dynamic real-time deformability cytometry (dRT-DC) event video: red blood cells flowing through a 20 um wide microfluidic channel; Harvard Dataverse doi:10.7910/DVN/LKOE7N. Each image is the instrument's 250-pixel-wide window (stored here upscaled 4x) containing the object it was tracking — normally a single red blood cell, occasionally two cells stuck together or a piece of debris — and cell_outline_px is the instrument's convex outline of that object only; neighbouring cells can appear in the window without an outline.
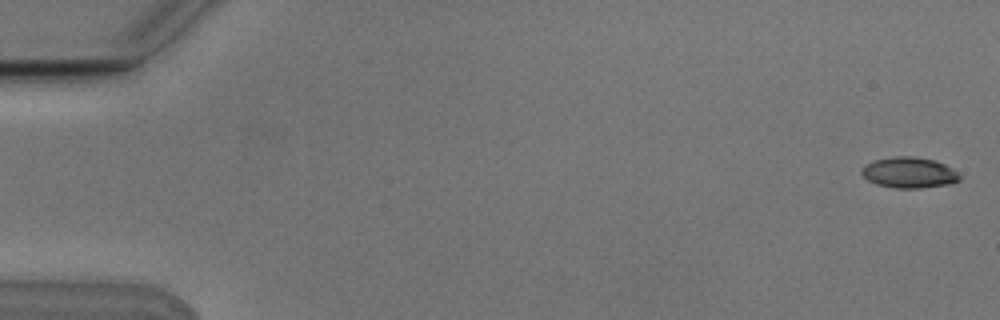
{"species": "Egyptian fruit bat (a non-hibernating species)", "species_latin": "Rousettus aegyptiacus", "temperature_condition": "cold", "stored_images_in_passage": 3, "segment_of_instrument_passage": [2, 2], "camera_frame_rate_fps": 3000, "um_per_image_px": 0.085, "animal": {"sex": "male"}, "frame": {"image": 1, "passage_image": 3, "time_ms": 0.667, "image_size_px": [1000, 320], "cell_outline_px": [[960, 180], [952, 184], [920, 188], [896, 188], [876, 184], [868, 180], [860, 172], [864, 164], [876, 160], [896, 156], [912, 156], [936, 160], [952, 168], [960, 176]], "centroid_in_image_um": [77.29, 14.67], "position_along_channel_um": 7.7, "area_um2": 17.63}}